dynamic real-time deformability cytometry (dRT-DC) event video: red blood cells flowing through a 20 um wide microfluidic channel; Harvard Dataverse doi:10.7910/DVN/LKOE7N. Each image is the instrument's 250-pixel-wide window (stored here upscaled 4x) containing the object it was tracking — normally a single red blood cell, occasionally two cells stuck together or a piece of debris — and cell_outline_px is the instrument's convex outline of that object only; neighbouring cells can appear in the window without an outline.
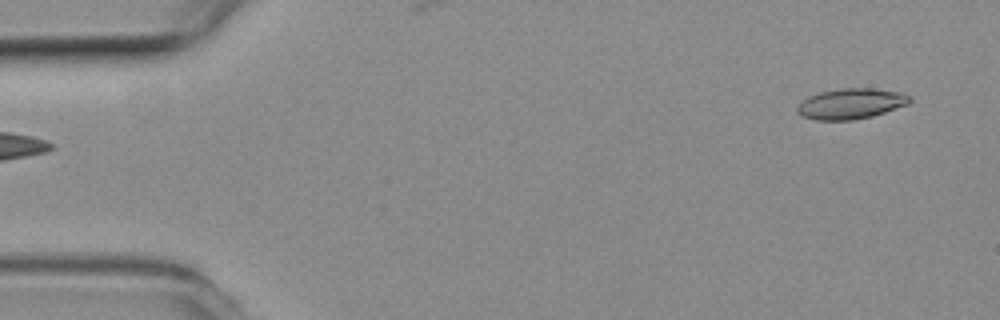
{"species": "common noctule bat (a hibernating species)", "species_latin": "Nyctalus noctula", "temperature_condition": "room temperature", "stored_images_in_passage": 6, "segment_of_instrument_passage": [2, 2], "camera_frame_rate_fps": 3000, "um_per_image_px": 0.085, "animal": {"sex": "female", "body_mass_g": 19.3, "forearm_length_mm": 54.1}, "frame": {"image": 1, "passage_image": 6, "time_ms": 1.667, "image_size_px": [1000, 320], "cell_outline_px": [[912, 100], [908, 104], [872, 116], [852, 120], [816, 120], [804, 116], [796, 112], [796, 108], [804, 100], [820, 92], [844, 88], [872, 88], [904, 92], [912, 96]], "centroid_in_image_um": [72.39, 8.81], "position_along_channel_um": 12.6, "area_um2": 19.88}}